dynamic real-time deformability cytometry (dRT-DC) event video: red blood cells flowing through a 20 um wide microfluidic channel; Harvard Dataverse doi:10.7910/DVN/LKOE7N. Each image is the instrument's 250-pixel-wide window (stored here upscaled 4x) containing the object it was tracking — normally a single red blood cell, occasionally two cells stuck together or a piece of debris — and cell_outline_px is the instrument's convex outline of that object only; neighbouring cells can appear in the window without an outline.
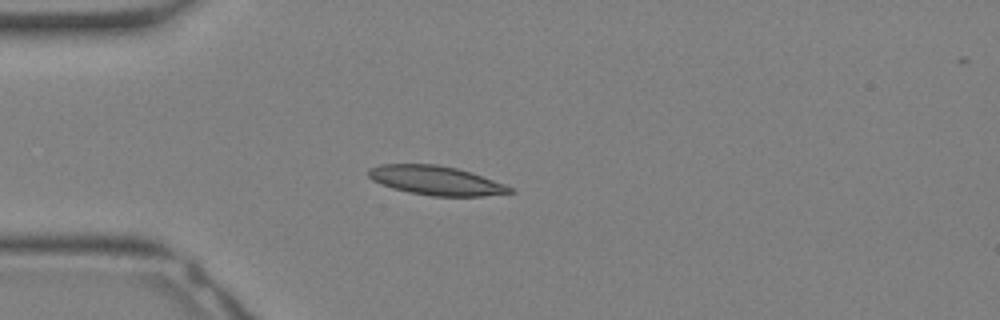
{"species": "Egyptian fruit bat (a non-hibernating species)", "species_latin": "Rousettus aegyptiacus", "temperature_condition": "warm", "stored_images_in_passage": 31, "camera_frame_rate_fps": 3000, "um_per_image_px": 0.085, "animal": {"sex": "female"}, "frame": {"image": 1, "passage_image": 7, "time_ms": 2.0, "image_size_px": [1000, 320], "cell_outline_px": [[516, 192], [484, 196], [432, 196], [408, 192], [392, 188], [372, 180], [368, 176], [368, 168], [380, 164], [436, 164], [456, 168], [504, 184], [512, 188]], "centroid_in_image_um": [37.01, 15.34], "position_along_channel_um": 48.0, "area_um2": 23.81}}
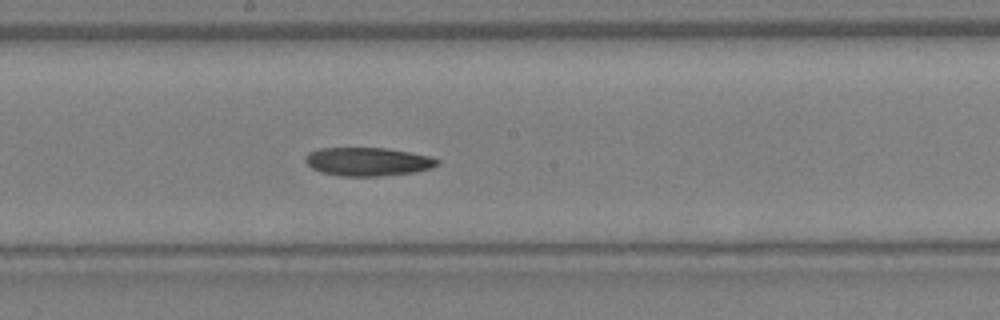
{"frame": {"image": 2, "passage_image": 16, "time_ms": 5.0, "image_size_px": [1000, 320], "cell_outline_px": [[440, 164], [432, 168], [412, 172], [380, 176], [340, 176], [320, 172], [312, 168], [304, 160], [304, 156], [308, 152], [320, 148], [384, 148], [432, 156], [440, 160]], "centroid_in_image_um": [31.26, 13.74], "position_along_channel_um": 216.9, "area_um2": 21.96}}
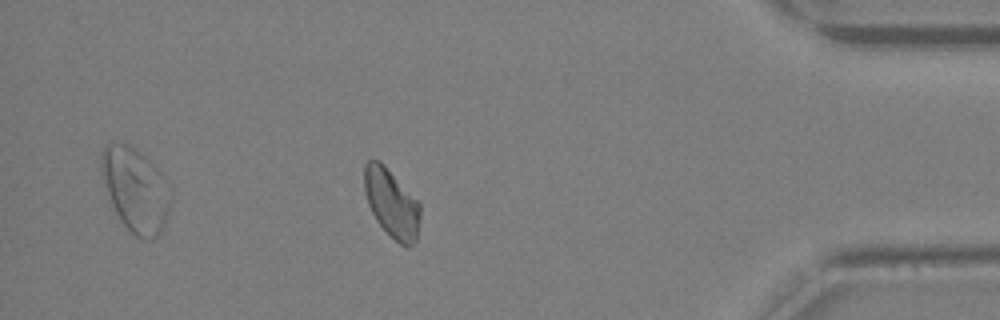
{"frame": {"image": 3, "passage_image": 27, "time_ms": 8.667, "image_size_px": [1000, 320], "cell_outline_px": [[420, 216], [416, 240], [408, 248], [400, 244], [376, 220], [368, 204], [364, 192], [364, 164], [368, 160], [376, 160], [384, 164], [420, 204]], "centroid_in_image_um": [33.27, 17.26], "position_along_channel_um": 401.9, "area_um2": 21.96}}